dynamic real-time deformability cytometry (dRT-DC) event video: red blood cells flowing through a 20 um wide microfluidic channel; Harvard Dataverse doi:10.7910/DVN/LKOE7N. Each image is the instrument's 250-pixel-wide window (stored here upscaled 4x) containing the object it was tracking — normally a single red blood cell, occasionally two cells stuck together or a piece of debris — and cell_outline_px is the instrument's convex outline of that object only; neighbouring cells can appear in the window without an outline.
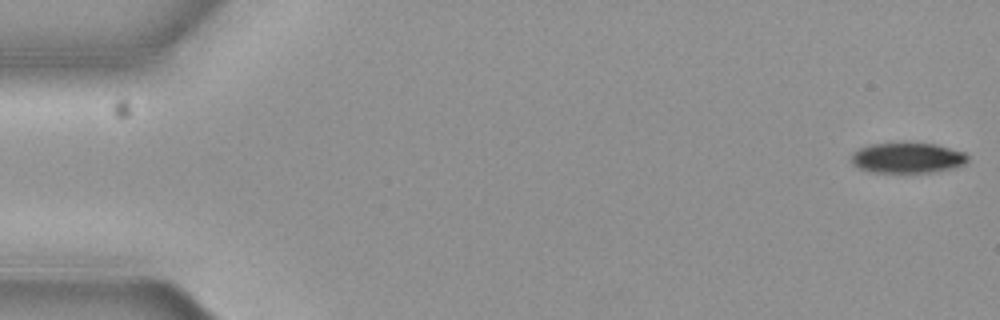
{"species": "common noctule bat (a hibernating species)", "species_latin": "Nyctalus noctula", "temperature_condition": "cold", "stored_images_in_passage": 6, "camera_frame_rate_fps": 3000, "um_per_image_px": 0.085, "animal": {"sex": "female", "body_mass_g": 19.3, "forearm_length_mm": 54.1}, "frame": {"image": 1, "passage_image": 1, "time_ms": 0.0, "image_size_px": [1000, 320], "cell_outline_px": [[968, 160], [964, 164], [952, 168], [932, 172], [868, 172], [852, 164], [852, 152], [868, 144], [936, 144], [964, 152], [968, 156]], "centroid_in_image_um": [77.12, 13.43], "position_along_channel_um": 7.9, "area_um2": 20.35}}
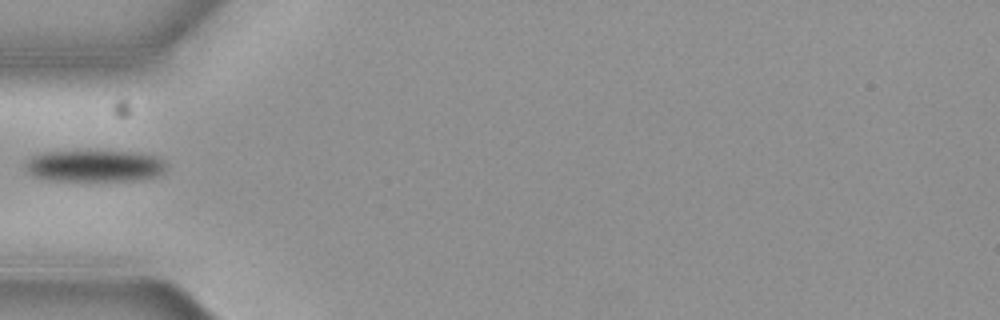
{"frame": {"image": 2, "passage_image": 5, "time_ms": 1.333, "image_size_px": [1000, 320], "cell_outline_px": [[168, 164], [164, 172], [156, 176], [144, 180], [52, 180], [32, 176], [28, 172], [24, 164], [32, 156], [44, 152], [76, 148], [132, 152], [152, 156], [164, 160]], "centroid_in_image_um": [8.02, 14.05], "position_along_channel_um": 77.0, "area_um2": 26.99}}
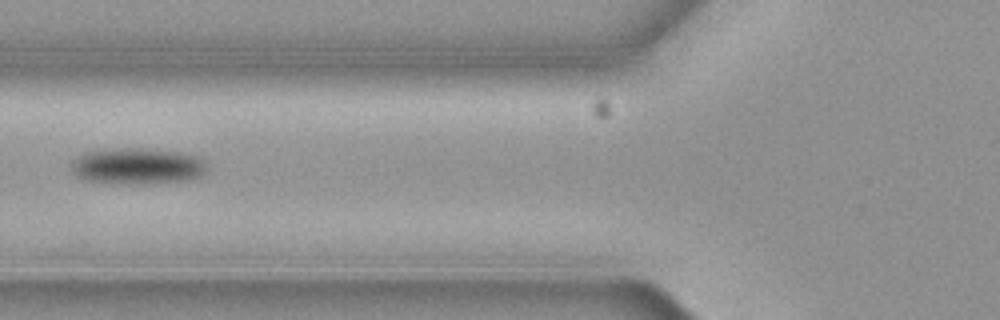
{"frame": {"image": 3, "passage_image": 6, "time_ms": 1.667, "image_size_px": [1000, 320], "cell_outline_px": [[208, 168], [200, 176], [188, 180], [148, 184], [112, 184], [88, 180], [76, 176], [68, 164], [72, 160], [88, 152], [120, 148], [140, 148], [180, 152], [196, 156], [204, 160]], "centroid_in_image_um": [11.68, 14.14], "position_along_channel_um": 114.1, "area_um2": 28.84}}